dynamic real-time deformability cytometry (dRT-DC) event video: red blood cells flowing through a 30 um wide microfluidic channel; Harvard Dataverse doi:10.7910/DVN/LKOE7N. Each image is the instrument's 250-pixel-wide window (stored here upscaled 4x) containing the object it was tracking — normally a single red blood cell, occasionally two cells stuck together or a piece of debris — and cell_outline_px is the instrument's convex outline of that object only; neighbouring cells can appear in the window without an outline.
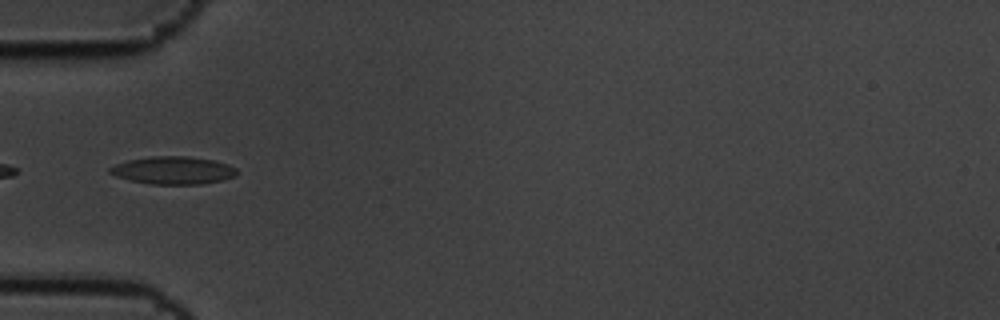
{"species": "common noctule bat (a hibernating species)", "species_latin": "Nyctalus noctula", "temperature_condition": "cold", "stored_images_in_passage": 8, "camera_frame_rate_fps": 3000, "um_per_image_px": 0.085, "animal": {"sex": "male", "body_mass_g": 19.5, "forearm_length_mm": 54.6}, "frame": {"image": 1, "passage_image": 6, "time_ms": 1.667, "image_size_px": [1000, 320], "cell_outline_px": [[236, 176], [220, 180], [200, 184], [152, 184], [132, 180], [116, 176], [108, 172], [108, 168], [116, 164], [128, 160], [152, 156], [188, 156], [216, 160], [228, 164], [236, 168]], "centroid_in_image_um": [14.73, 14.46], "position_along_channel_um": 70.3, "area_um2": 20.4}}
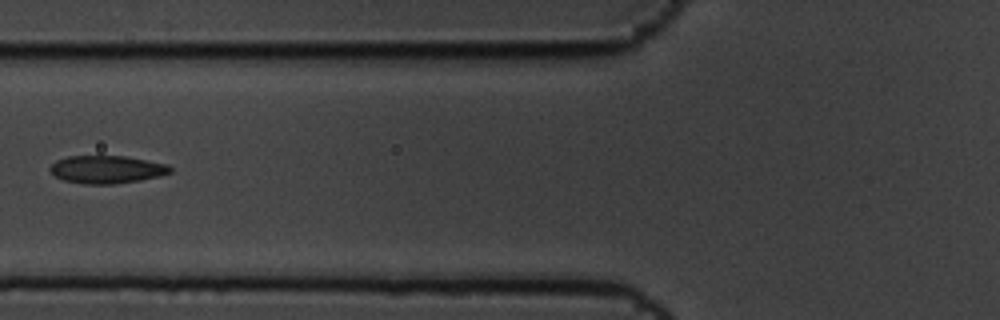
{"frame": {"image": 2, "passage_image": 7, "time_ms": 2.0, "image_size_px": [1000, 320], "cell_outline_px": [[172, 172], [160, 176], [140, 180], [116, 184], [84, 184], [64, 180], [56, 176], [48, 168], [56, 160], [68, 156], [124, 156], [168, 164], [172, 168]], "centroid_in_image_um": [9.09, 14.4], "position_along_channel_um": 116.7, "area_um2": 19.48}}
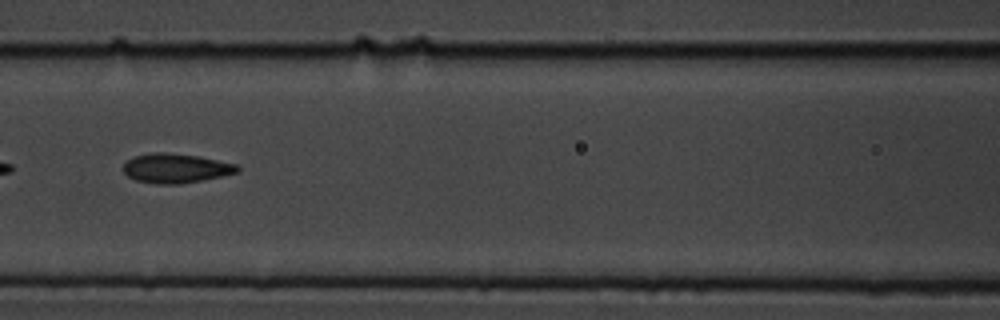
{"frame": {"image": 3, "passage_image": 8, "time_ms": 2.333, "image_size_px": [1000, 320], "cell_outline_px": [[240, 172], [180, 184], [156, 184], [136, 180], [128, 176], [124, 172], [124, 164], [132, 156], [152, 152], [164, 152], [200, 156], [236, 164], [240, 168]], "centroid_in_image_um": [14.94, 14.29], "position_along_channel_um": 151.7, "area_um2": 19.54}}